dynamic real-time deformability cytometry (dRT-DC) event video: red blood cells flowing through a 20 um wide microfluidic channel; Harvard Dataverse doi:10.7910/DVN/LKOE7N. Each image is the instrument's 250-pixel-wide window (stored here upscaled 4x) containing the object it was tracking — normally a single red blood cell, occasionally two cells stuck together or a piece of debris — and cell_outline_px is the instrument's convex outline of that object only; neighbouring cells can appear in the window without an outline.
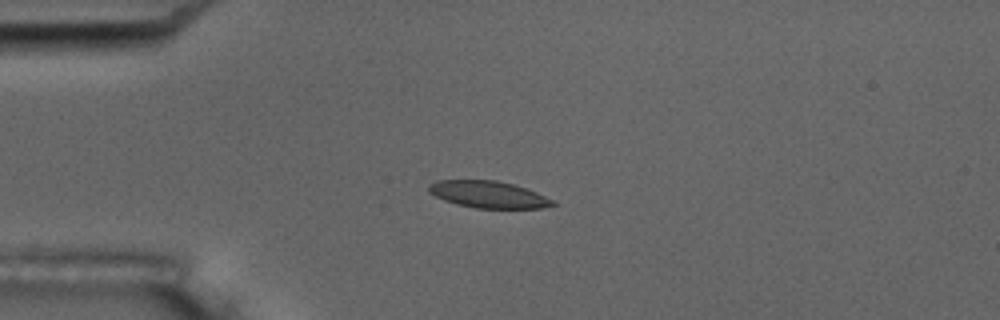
{"species": "common noctule bat (a hibernating species)", "species_latin": "Nyctalus noctula", "temperature_condition": "room temperature", "stored_images_in_passage": 5, "camera_frame_rate_fps": 3000, "um_per_image_px": 0.085, "animal": {"sex": "male", "body_mass_g": 17.5, "forearm_length_mm": 52.3}, "frame": {"image": 1, "passage_image": 3, "time_ms": 0.667, "image_size_px": [1000, 320], "cell_outline_px": [[556, 204], [540, 208], [476, 208], [456, 204], [444, 200], [428, 192], [428, 184], [436, 180], [496, 180], [512, 184], [536, 192], [552, 200]], "centroid_in_image_um": [41.45, 16.52], "position_along_channel_um": 43.6, "area_um2": 19.25}}